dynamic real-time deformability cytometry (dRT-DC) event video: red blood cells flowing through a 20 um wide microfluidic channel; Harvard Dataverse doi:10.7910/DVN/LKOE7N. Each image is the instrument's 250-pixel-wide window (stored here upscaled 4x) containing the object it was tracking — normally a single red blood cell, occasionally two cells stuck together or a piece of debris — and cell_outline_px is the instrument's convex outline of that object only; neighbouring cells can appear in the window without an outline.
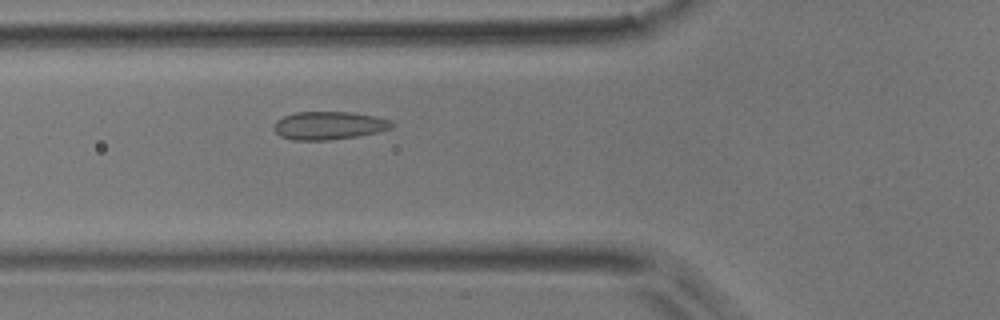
{"species": "common noctule bat (a hibernating species)", "species_latin": "Nyctalus noctula", "temperature_condition": "room temperature", "stored_images_in_passage": 32, "camera_frame_rate_fps": 3000, "um_per_image_px": 0.085, "animal": {"sex": "male", "body_mass_g": 17.9}, "frame": {"image": 1, "passage_image": 4, "time_ms": 1.0, "image_size_px": [1000, 320], "cell_outline_px": [[392, 128], [360, 136], [328, 140], [292, 140], [280, 136], [272, 128], [276, 120], [284, 116], [296, 112], [348, 112], [376, 116], [388, 120], [392, 124]], "centroid_in_image_um": [27.91, 10.67], "position_along_channel_um": 97.9, "area_um2": 19.25}}
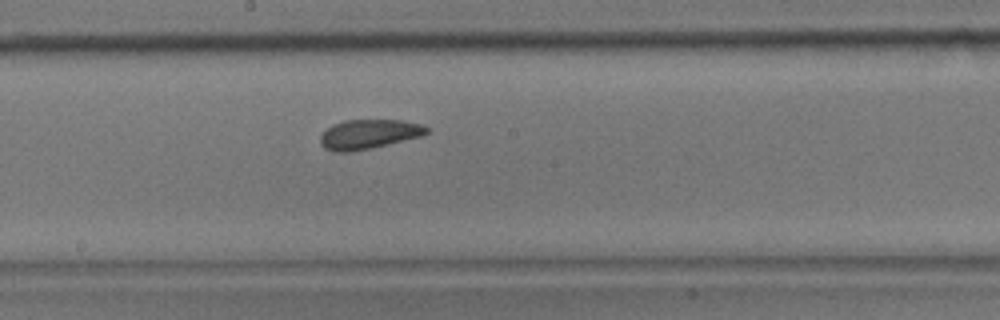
{"frame": {"image": 2, "passage_image": 13, "time_ms": 4.0, "image_size_px": [1000, 320], "cell_outline_px": [[428, 132], [424, 136], [368, 148], [348, 152], [336, 152], [324, 148], [320, 144], [320, 136], [332, 124], [344, 120], [400, 120], [420, 124], [428, 128]], "centroid_in_image_um": [31.33, 11.4], "position_along_channel_um": 216.9, "area_um2": 18.09}}
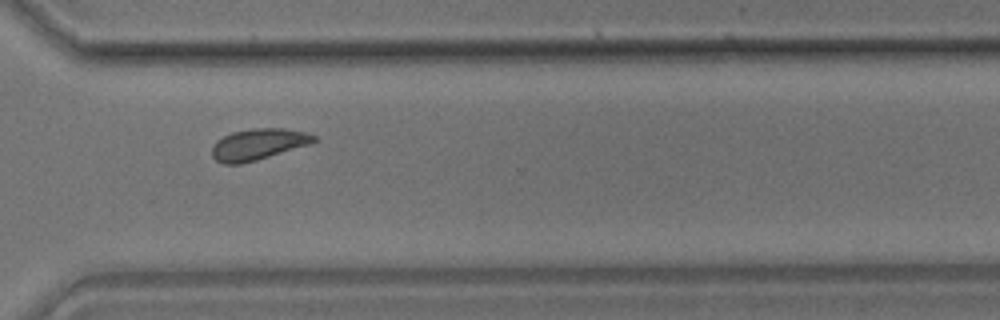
{"frame": {"image": 3, "passage_image": 23, "time_ms": 7.333, "image_size_px": [1000, 320], "cell_outline_px": [[316, 140], [312, 144], [256, 160], [240, 164], [224, 164], [216, 160], [212, 156], [212, 148], [216, 140], [232, 132], [252, 128], [284, 128], [308, 132], [316, 136]], "centroid_in_image_um": [21.97, 12.26], "position_along_channel_um": 348.6, "area_um2": 18.67}}